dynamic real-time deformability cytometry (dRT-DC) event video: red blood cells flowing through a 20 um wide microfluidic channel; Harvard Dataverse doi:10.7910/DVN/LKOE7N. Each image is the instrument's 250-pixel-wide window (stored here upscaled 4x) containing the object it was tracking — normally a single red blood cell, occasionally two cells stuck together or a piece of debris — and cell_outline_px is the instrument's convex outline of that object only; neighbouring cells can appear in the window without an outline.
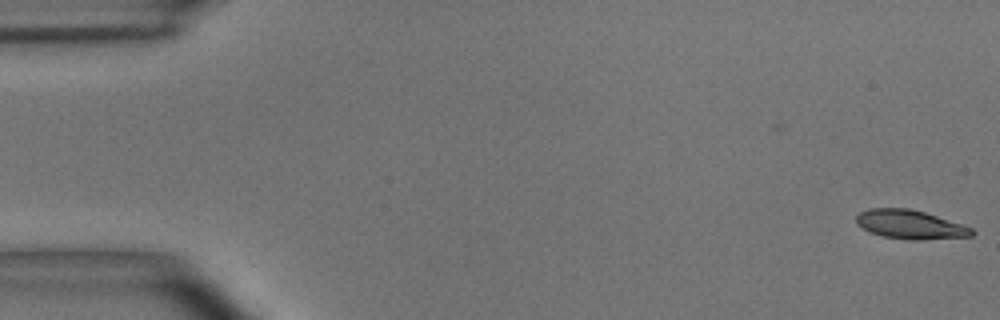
{"species": "common noctule bat (a hibernating species)", "species_latin": "Nyctalus noctula", "temperature_condition": "room temperature", "stored_images_in_passage": 54, "camera_frame_rate_fps": 3000, "um_per_image_px": 0.085, "animal": {"sex": "male", "body_mass_g": 15.6}, "frame": {"image": 1, "passage_image": 1, "time_ms": 0.0, "image_size_px": [1000, 320], "cell_outline_px": [[976, 232], [972, 236], [920, 240], [908, 240], [880, 236], [868, 232], [856, 224], [856, 216], [860, 212], [868, 208], [908, 208], [924, 212], [972, 228]], "centroid_in_image_um": [77.31, 19.09], "position_along_channel_um": 7.7, "area_um2": 19.54}}
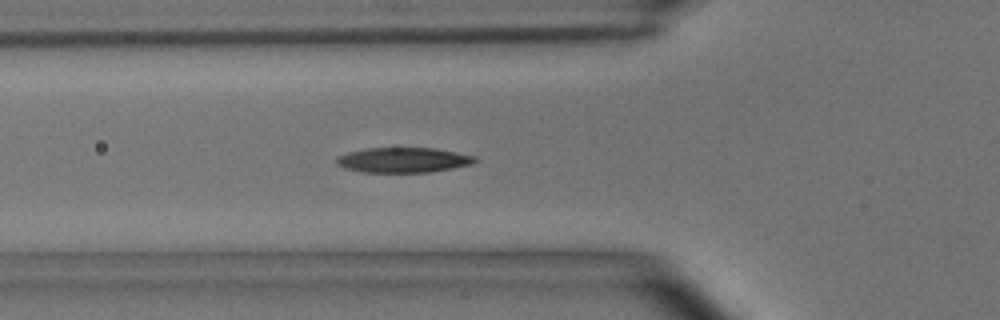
{"frame": {"image": 2, "passage_image": 19, "time_ms": 6.0, "image_size_px": [1000, 320], "cell_outline_px": [[480, 160], [472, 164], [452, 168], [428, 172], [364, 172], [344, 168], [336, 164], [336, 160], [340, 156], [348, 152], [368, 148], [436, 148], [476, 156]], "centroid_in_image_um": [34.32, 13.6], "position_along_channel_um": 91.5, "area_um2": 20.17}}
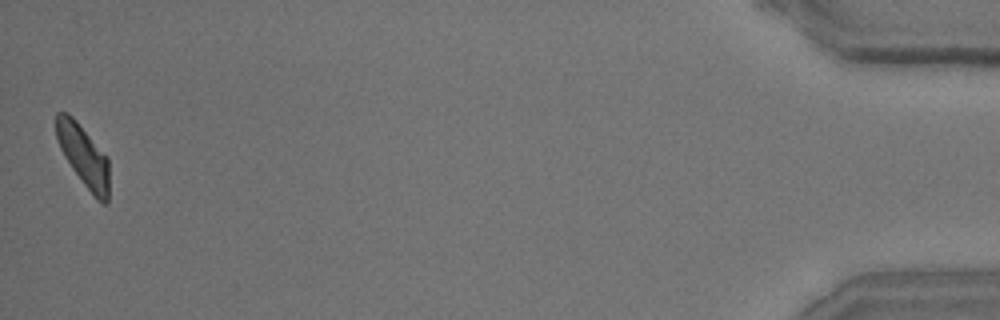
{"frame": {"image": 3, "passage_image": 54, "time_ms": 17.667, "image_size_px": [1000, 320], "cell_outline_px": [[108, 204], [104, 204], [96, 200], [72, 168], [64, 156], [60, 148], [56, 136], [56, 112], [68, 112], [76, 120], [108, 156]], "centroid_in_image_um": [7.1, 13.23], "position_along_channel_um": 428.1, "area_um2": 19.02}, "authors_computed_cell_mechanics": {"area_um2": 19.9121, "velocity_mm_per_s": 3.6632, "shape_relaxation_time_tau1_ms": 5.434, "shape_relaxation_time_tau2_ms": 2.6862, "deformation_change_tau1": 0.173, "deformation_change_tau2": 0.0907}}